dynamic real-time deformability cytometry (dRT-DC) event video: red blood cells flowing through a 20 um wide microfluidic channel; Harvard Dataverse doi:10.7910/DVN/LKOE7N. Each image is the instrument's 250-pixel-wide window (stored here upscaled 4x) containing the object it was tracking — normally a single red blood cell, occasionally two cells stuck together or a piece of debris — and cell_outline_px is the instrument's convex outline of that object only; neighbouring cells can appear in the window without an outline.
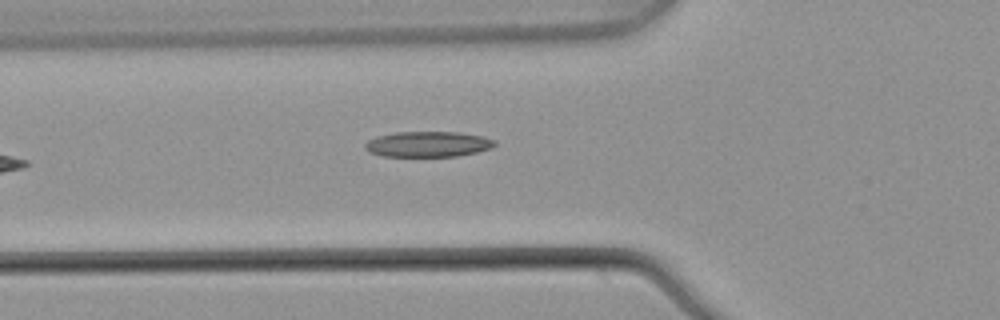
{"species": "common noctule bat (a hibernating species)", "species_latin": "Nyctalus noctula", "temperature_condition": "warm", "stored_images_in_passage": 7, "camera_frame_rate_fps": 3000, "um_per_image_px": 0.085, "animal": {"sex": "male", "body_mass_g": 21.5, "forearm_length_mm": 52.0}, "frame": {"image": 1, "passage_image": 7, "time_ms": 2.0, "image_size_px": [1000, 320], "cell_outline_px": [[496, 144], [492, 148], [476, 152], [456, 156], [384, 156], [368, 152], [364, 148], [364, 144], [368, 140], [376, 136], [396, 132], [460, 132], [484, 136], [496, 140]], "centroid_in_image_um": [36.38, 12.25], "position_along_channel_um": 89.4, "area_um2": 19.42}}